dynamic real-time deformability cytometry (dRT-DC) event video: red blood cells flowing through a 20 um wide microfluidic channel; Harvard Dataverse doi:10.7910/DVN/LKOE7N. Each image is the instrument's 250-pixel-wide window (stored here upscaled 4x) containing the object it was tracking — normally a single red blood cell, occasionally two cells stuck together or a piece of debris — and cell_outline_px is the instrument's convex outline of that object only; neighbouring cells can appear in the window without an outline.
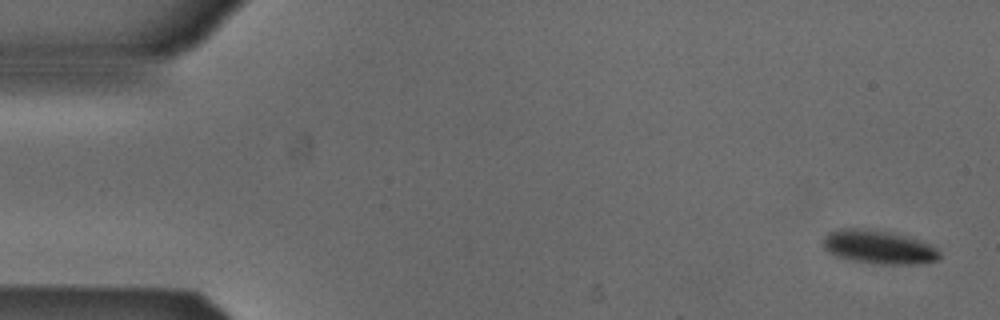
{"species": "Egyptian fruit bat (a non-hibernating species)", "species_latin": "Rousettus aegyptiacus", "temperature_condition": "cold", "stored_images_in_passage": 52, "camera_frame_rate_fps": 3000, "um_per_image_px": 0.085, "animal": {"sex": "male"}, "frame": {"image": 1, "passage_image": 1, "time_ms": 0.0, "image_size_px": [1000, 320], "cell_outline_px": [[940, 260], [916, 264], [880, 264], [852, 260], [836, 256], [828, 252], [824, 248], [824, 236], [828, 232], [836, 228], [868, 228], [896, 232], [932, 244], [940, 252]], "centroid_in_image_um": [74.71, 20.98], "position_along_channel_um": 10.3, "area_um2": 23.29}}
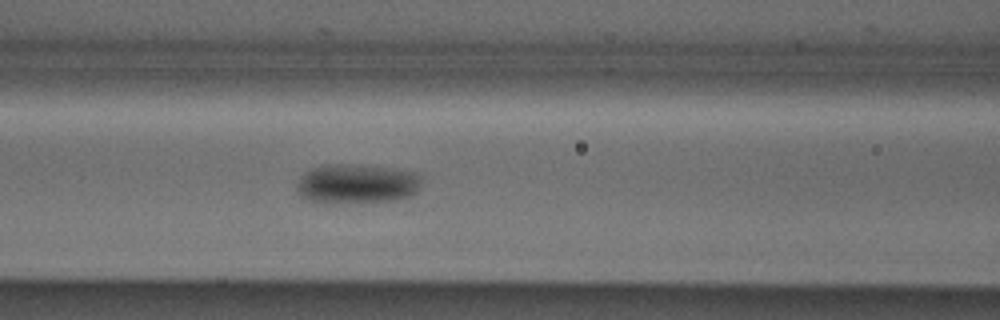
{"frame": {"image": 2, "passage_image": 21, "time_ms": 6.667, "image_size_px": [1000, 320], "cell_outline_px": [[420, 188], [416, 192], [408, 196], [396, 200], [332, 204], [324, 204], [304, 200], [296, 192], [296, 184], [300, 176], [312, 168], [336, 164], [344, 164], [392, 168], [416, 172], [420, 176]], "centroid_in_image_um": [30.27, 15.65], "position_along_channel_um": 136.3, "area_um2": 29.13}}
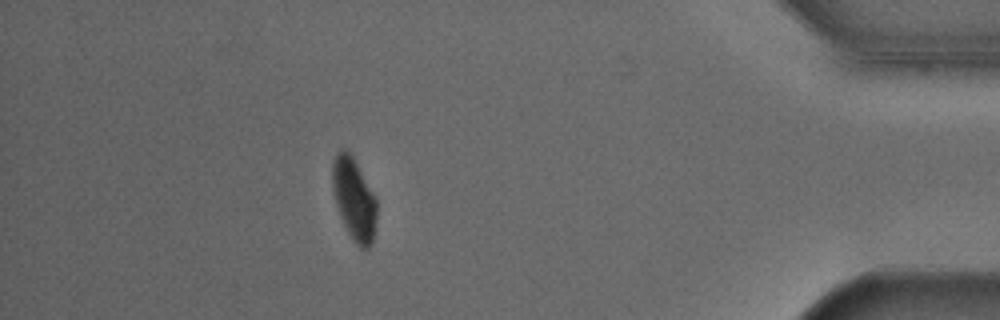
{"frame": {"image": 3, "passage_image": 46, "time_ms": 15.0, "image_size_px": [1000, 320], "cell_outline_px": [[376, 220], [372, 244], [368, 248], [360, 248], [356, 244], [348, 232], [340, 216], [336, 204], [332, 188], [332, 164], [336, 156], [344, 148], [348, 148], [376, 196]], "centroid_in_image_um": [30.1, 16.91], "position_along_channel_um": 405.1, "area_um2": 21.21}, "authors_computed_cell_mechanics": {"area_um2": 24.6517, "velocity_mm_per_s": 3.8317, "shape_relaxation_time_tau1_ms": 2.1003, "shape_relaxation_time_tau2_ms": null, "deformation_change_tau1": 0.0777, "deformation_change_tau2": null}}